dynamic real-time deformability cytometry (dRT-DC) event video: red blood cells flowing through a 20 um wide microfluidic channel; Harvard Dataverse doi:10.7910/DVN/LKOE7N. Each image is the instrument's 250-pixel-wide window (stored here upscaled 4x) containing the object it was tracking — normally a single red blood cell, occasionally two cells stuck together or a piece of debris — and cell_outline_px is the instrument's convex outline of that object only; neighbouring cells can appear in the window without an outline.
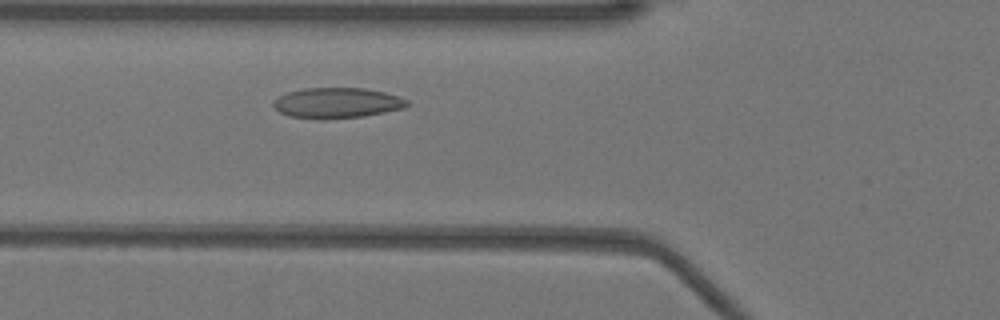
{"species": "Egyptian fruit bat (a non-hibernating species)", "species_latin": "Rousettus aegyptiacus", "temperature_condition": "warm", "stored_images_in_passage": 33, "camera_frame_rate_fps": 3000, "um_per_image_px": 0.085, "animal": {"sex": "female"}, "frame": {"image": 1, "passage_image": 9, "time_ms": 2.667, "image_size_px": [1000, 320], "cell_outline_px": [[408, 104], [404, 108], [364, 116], [324, 120], [320, 120], [288, 116], [280, 112], [272, 104], [280, 96], [288, 92], [304, 88], [364, 88], [384, 92], [400, 96], [408, 100]], "centroid_in_image_um": [28.66, 8.76], "position_along_channel_um": 97.1, "area_um2": 23.81}}
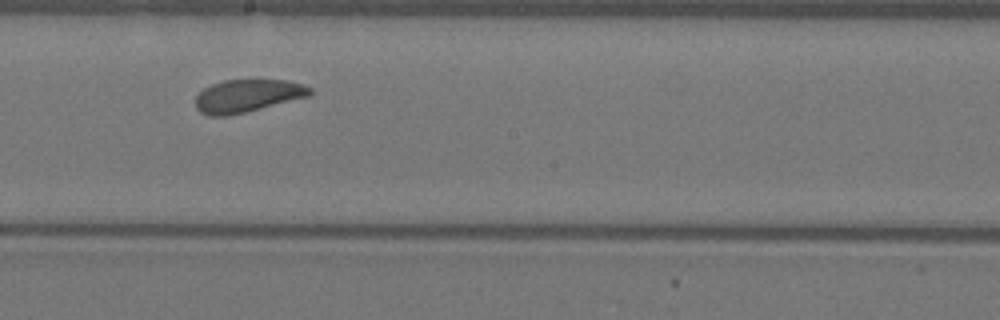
{"frame": {"image": 2, "passage_image": 19, "time_ms": 6.0, "image_size_px": [1000, 320], "cell_outline_px": [[312, 92], [308, 96], [228, 116], [208, 116], [200, 112], [196, 108], [196, 96], [204, 88], [212, 84], [224, 80], [284, 80], [304, 84], [312, 88]], "centroid_in_image_um": [21.0, 8.14], "position_along_channel_um": 227.2, "area_um2": 21.62}}
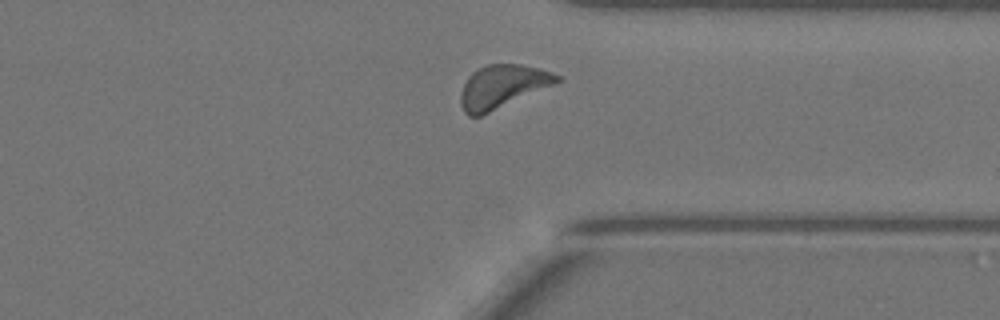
{"frame": {"image": 3, "passage_image": 30, "time_ms": 9.667, "image_size_px": [1000, 320], "cell_outline_px": [[564, 80], [556, 84], [480, 116], [468, 116], [464, 112], [460, 104], [460, 96], [464, 84], [468, 76], [476, 68], [488, 64], [520, 64], [552, 72], [560, 76]], "centroid_in_image_um": [42.7, 7.35], "position_along_channel_um": 368.7, "area_um2": 24.28}, "authors_computed_cell_mechanics": {"area_um2": 22.8888, "velocity_mm_per_s": 3.8895, "shape_relaxation_time_tau1_ms": 3.2748, "shape_relaxation_time_tau2_ms": 1.9486, "deformation_change_tau1": 0.0962, "deformation_change_tau2": 0.0756}}